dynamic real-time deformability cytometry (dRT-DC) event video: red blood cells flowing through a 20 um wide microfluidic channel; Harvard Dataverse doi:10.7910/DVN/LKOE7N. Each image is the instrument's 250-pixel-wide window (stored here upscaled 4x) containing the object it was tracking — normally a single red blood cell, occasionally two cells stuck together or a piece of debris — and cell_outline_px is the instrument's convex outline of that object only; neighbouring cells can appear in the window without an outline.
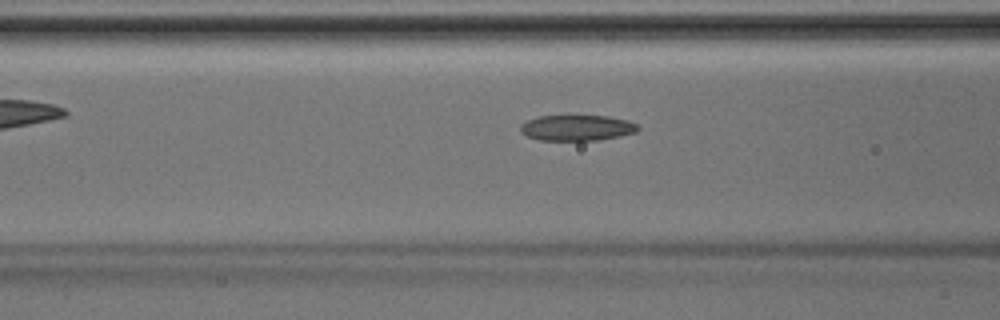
{"species": "Egyptian fruit bat (a non-hibernating species)", "species_latin": "Rousettus aegyptiacus", "temperature_condition": "room temperature", "stored_images_in_passage": 13, "camera_frame_rate_fps": 3000, "um_per_image_px": 0.085, "animal": {"sex": "male"}, "frame": {"image": 1, "passage_image": 4, "time_ms": 1.0, "image_size_px": [1000, 320], "cell_outline_px": [[640, 128], [636, 132], [620, 136], [596, 140], [540, 140], [528, 136], [520, 132], [520, 124], [528, 120], [540, 116], [568, 112], [608, 116], [628, 120], [636, 124]], "centroid_in_image_um": [49.02, 10.8], "position_along_channel_um": 117.6, "area_um2": 18.5}}